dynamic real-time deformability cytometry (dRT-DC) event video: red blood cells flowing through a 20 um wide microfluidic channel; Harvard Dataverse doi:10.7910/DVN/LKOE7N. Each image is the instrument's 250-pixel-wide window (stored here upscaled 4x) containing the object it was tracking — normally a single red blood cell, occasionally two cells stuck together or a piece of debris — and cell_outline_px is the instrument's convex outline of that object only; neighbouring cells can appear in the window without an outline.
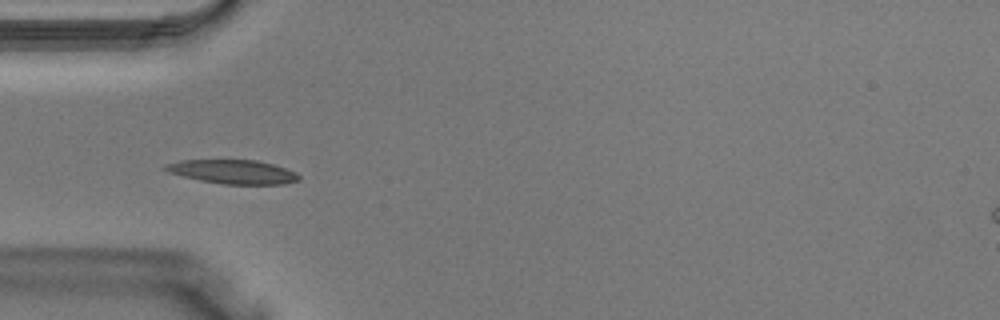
{"species": "Egyptian fruit bat (a non-hibernating species)", "species_latin": "Rousettus aegyptiacus", "temperature_condition": "warm", "stored_images_in_passage": 36, "camera_frame_rate_fps": 3000, "um_per_image_px": 0.085, "animal": {"sex": "male"}, "frame": {"image": 1, "passage_image": 9, "time_ms": 2.667, "image_size_px": [1000, 320], "cell_outline_px": [[300, 180], [284, 184], [224, 184], [200, 180], [168, 172], [160, 168], [164, 164], [180, 160], [256, 160], [272, 164], [296, 172], [300, 176]], "centroid_in_image_um": [19.77, 14.6], "position_along_channel_um": 65.2, "area_um2": 18.61}}
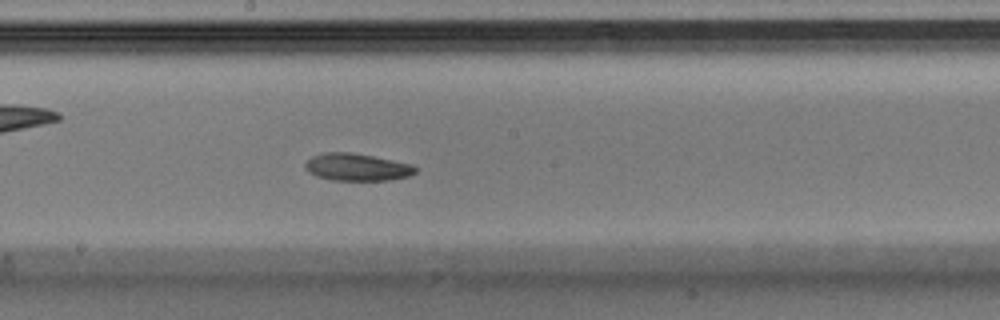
{"frame": {"image": 2, "passage_image": 18, "time_ms": 5.667, "image_size_px": [1000, 320], "cell_outline_px": [[416, 172], [408, 176], [392, 180], [332, 180], [316, 176], [308, 172], [304, 168], [304, 164], [312, 156], [324, 152], [352, 152], [412, 164], [416, 168]], "centroid_in_image_um": [30.31, 14.2], "position_along_channel_um": 217.9, "area_um2": 17.57}}
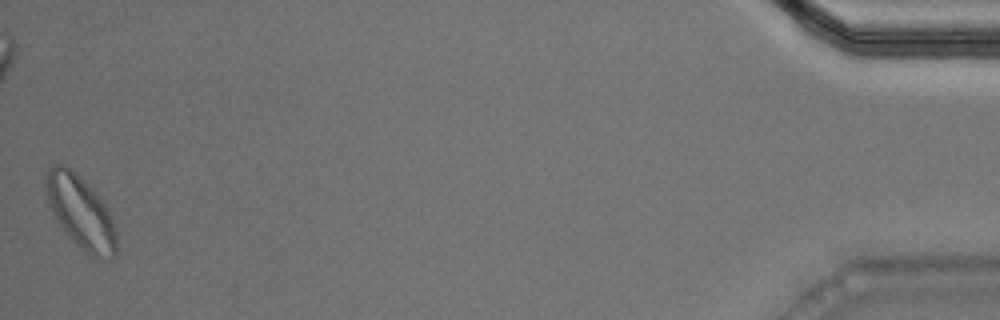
{"frame": {"image": 3, "passage_image": 36, "time_ms": 11.667, "image_size_px": [1000, 320], "cell_outline_px": [[116, 256], [112, 260], [100, 260], [84, 252], [72, 240], [60, 224], [48, 200], [44, 188], [44, 176], [48, 168], [52, 164], [64, 164], [72, 168], [100, 196], [112, 216], [116, 228]], "centroid_in_image_um": [6.88, 18.02], "position_along_channel_um": 428.3, "area_um2": 30.35}}